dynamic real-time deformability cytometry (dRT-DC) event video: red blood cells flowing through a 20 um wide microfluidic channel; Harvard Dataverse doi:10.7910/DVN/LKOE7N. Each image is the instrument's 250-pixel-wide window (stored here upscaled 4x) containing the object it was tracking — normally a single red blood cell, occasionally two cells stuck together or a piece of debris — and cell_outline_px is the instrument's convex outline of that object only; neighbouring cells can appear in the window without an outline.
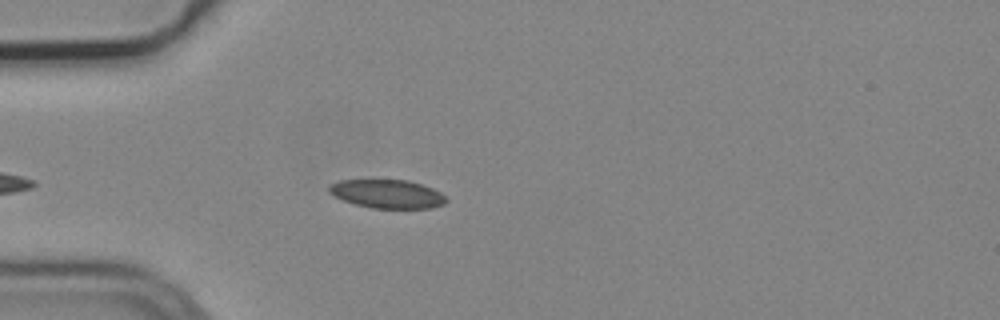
{"species": "common noctule bat (a hibernating species)", "species_latin": "Nyctalus noctula", "temperature_condition": "cold", "stored_images_in_passage": 2, "camera_frame_rate_fps": 3000, "um_per_image_px": 0.085, "animal": {"sex": "male", "body_mass_g": 19.2, "forearm_length_mm": 51.8}, "frame": {"image": 1, "passage_image": 1, "time_ms": 0.0, "image_size_px": [1000, 320], "cell_outline_px": [[448, 200], [444, 204], [432, 208], [372, 208], [356, 204], [344, 200], [328, 192], [328, 184], [340, 180], [408, 180], [432, 188], [440, 192]], "centroid_in_image_um": [32.92, 16.48], "position_along_channel_um": 52.1, "area_um2": 19.42}}